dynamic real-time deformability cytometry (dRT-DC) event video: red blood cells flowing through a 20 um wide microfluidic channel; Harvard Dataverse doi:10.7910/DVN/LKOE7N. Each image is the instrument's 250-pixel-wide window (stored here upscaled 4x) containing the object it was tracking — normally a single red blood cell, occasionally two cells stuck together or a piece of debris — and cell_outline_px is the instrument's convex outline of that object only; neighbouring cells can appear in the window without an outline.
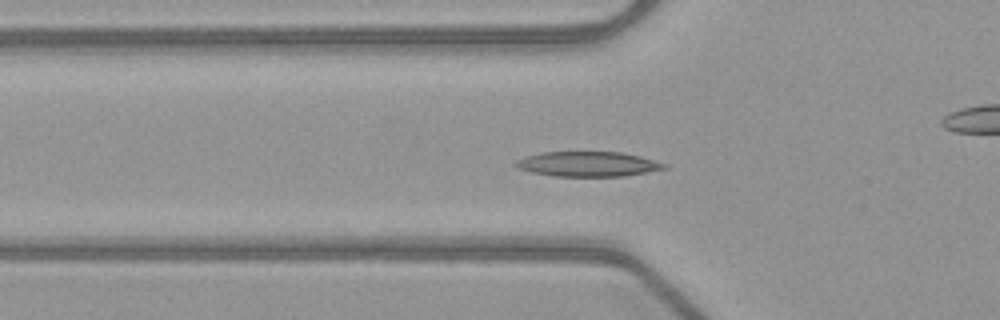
{"species": "common noctule bat (a hibernating species)", "species_latin": "Nyctalus noctula", "temperature_condition": "warm", "stored_images_in_passage": 46, "camera_frame_rate_fps": 3000, "um_per_image_px": 0.085, "animal": {"sex": "female", "body_mass_g": 21.9}, "frame": {"image": 1, "passage_image": 11, "time_ms": 3.333, "image_size_px": [1000, 320], "cell_outline_px": [[668, 168], [624, 176], [552, 176], [532, 172], [516, 168], [512, 164], [516, 160], [524, 156], [540, 152], [624, 152], [640, 156], [668, 164]], "centroid_in_image_um": [49.94, 13.94], "position_along_channel_um": 75.9, "area_um2": 21.79}}
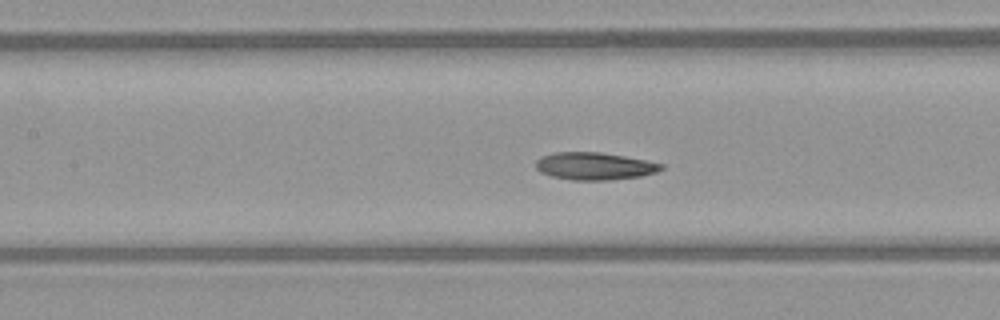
{"frame": {"image": 2, "passage_image": 17, "time_ms": 5.333, "image_size_px": [1000, 320], "cell_outline_px": [[664, 168], [656, 172], [640, 176], [608, 180], [572, 180], [552, 176], [540, 172], [536, 168], [536, 160], [540, 156], [552, 152], [600, 152], [624, 156], [664, 164]], "centroid_in_image_um": [50.5, 14.11], "position_along_channel_um": 156.9, "area_um2": 20.06}}
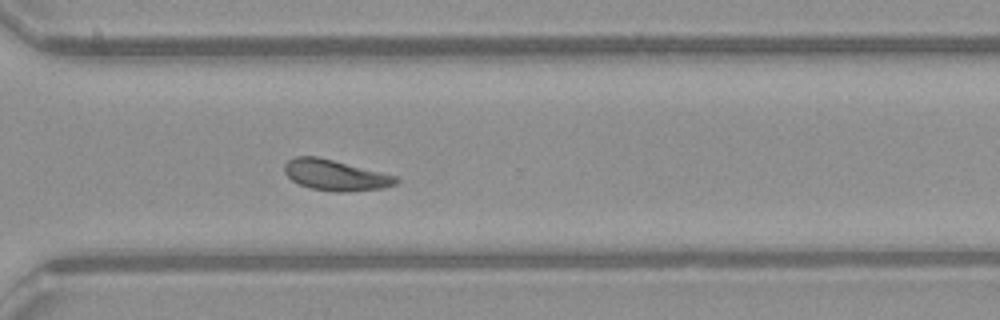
{"frame": {"image": 3, "passage_image": 31, "time_ms": 10.0, "image_size_px": [1000, 320], "cell_outline_px": [[400, 180], [396, 184], [384, 188], [348, 192], [336, 192], [312, 188], [300, 184], [292, 180], [284, 172], [284, 164], [288, 160], [296, 156], [316, 156], [396, 176]], "centroid_in_image_um": [28.5, 14.89], "position_along_channel_um": 342.1, "area_um2": 19.77}, "authors_computed_cell_mechanics": {"area_um2": 19.9988, "velocity_mm_per_s": 3.9798, "shape_relaxation_time_tau1_ms": 3.7443, "shape_relaxation_time_tau2_ms": 2.7575, "deformation_change_tau1": 0.1362, "deformation_change_tau2": 0.0922}}